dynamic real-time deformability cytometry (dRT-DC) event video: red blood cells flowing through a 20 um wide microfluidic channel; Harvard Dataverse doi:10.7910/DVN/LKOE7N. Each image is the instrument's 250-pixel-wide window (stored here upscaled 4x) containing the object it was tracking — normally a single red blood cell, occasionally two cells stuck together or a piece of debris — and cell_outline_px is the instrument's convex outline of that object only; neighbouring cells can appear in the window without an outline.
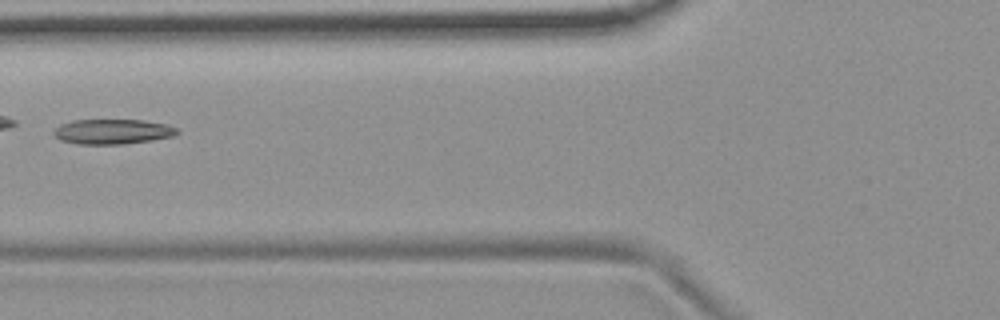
{"species": "common noctule bat (a hibernating species)", "species_latin": "Nyctalus noctula", "temperature_condition": "room temperature", "stored_images_in_passage": 4, "camera_frame_rate_fps": 3000, "um_per_image_px": 0.085, "animal": {"sex": "female", "body_mass_g": 19.9}, "frame": {"image": 1, "passage_image": 4, "time_ms": 4.333, "image_size_px": [1000, 320], "cell_outline_px": [[180, 132], [172, 136], [152, 140], [124, 144], [76, 144], [60, 140], [52, 132], [60, 124], [72, 120], [144, 120], [168, 124], [176, 128]], "centroid_in_image_um": [9.57, 11.18], "position_along_channel_um": 116.2, "area_um2": 18.03}}